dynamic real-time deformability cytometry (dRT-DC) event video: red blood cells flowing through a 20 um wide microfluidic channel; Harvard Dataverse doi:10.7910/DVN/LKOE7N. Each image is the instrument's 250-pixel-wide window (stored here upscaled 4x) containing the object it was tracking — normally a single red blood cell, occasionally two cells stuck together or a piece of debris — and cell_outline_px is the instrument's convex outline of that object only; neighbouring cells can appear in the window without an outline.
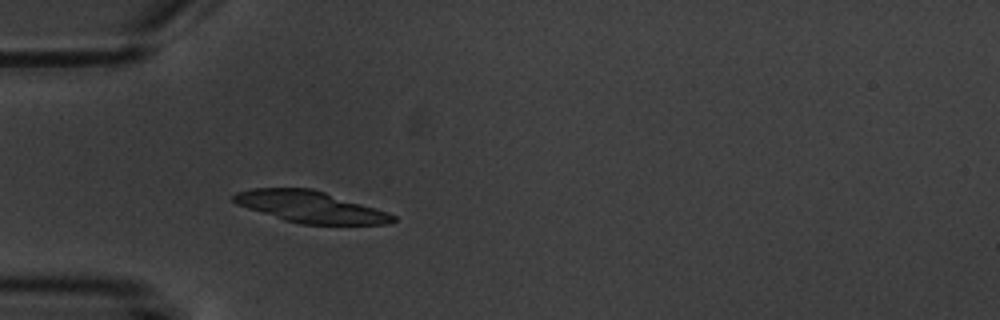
{"species": "common noctule bat (a hibernating species)", "species_latin": "Nyctalus noctula", "temperature_condition": "warm", "stored_images_in_passage": 4, "camera_frame_rate_fps": 3000, "um_per_image_px": 0.085, "animal": {"sex": "male", "body_mass_g": 20.1, "forearm_length_mm": 53.5}, "frame": {"image": 1, "passage_image": 4, "time_ms": 3.667, "image_size_px": [1000, 320], "cell_outline_px": [[396, 220], [388, 224], [300, 224], [284, 220], [236, 204], [232, 200], [232, 196], [236, 192], [252, 188], [312, 188], [388, 212], [396, 216]], "centroid_in_image_um": [26.36, 17.58], "position_along_channel_um": 58.6, "area_um2": 29.02}}